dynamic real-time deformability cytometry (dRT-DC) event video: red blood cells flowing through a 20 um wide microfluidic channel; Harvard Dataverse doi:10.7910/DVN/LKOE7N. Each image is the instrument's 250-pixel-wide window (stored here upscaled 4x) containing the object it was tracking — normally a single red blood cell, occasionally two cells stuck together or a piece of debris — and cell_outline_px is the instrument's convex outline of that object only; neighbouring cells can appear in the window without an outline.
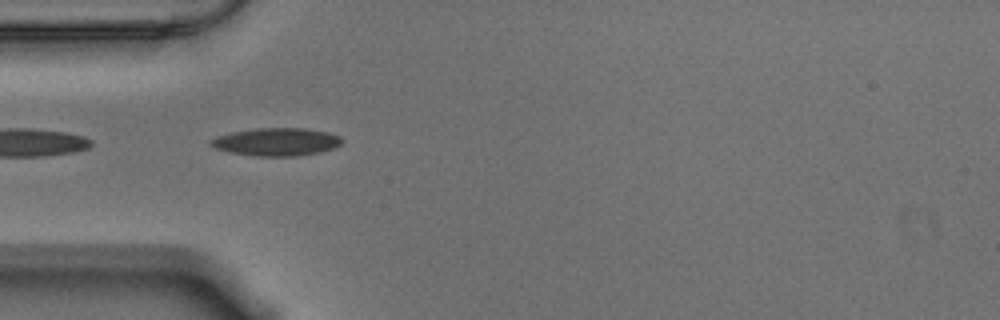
{"species": "Egyptian fruit bat (a non-hibernating species)", "species_latin": "Rousettus aegyptiacus", "temperature_condition": "warm", "stored_images_in_passage": 8, "camera_frame_rate_fps": 3000, "um_per_image_px": 0.085, "animal": {"sex": "male"}, "frame": {"image": 1, "passage_image": 1, "time_ms": 0.0, "image_size_px": [1000, 320], "cell_outline_px": [[344, 140], [336, 148], [320, 152], [296, 156], [256, 156], [228, 152], [216, 148], [208, 144], [208, 140], [216, 136], [232, 132], [256, 128], [304, 128], [328, 132], [340, 136]], "centroid_in_image_um": [23.49, 12.06], "position_along_channel_um": 61.5, "area_um2": 21.5}}
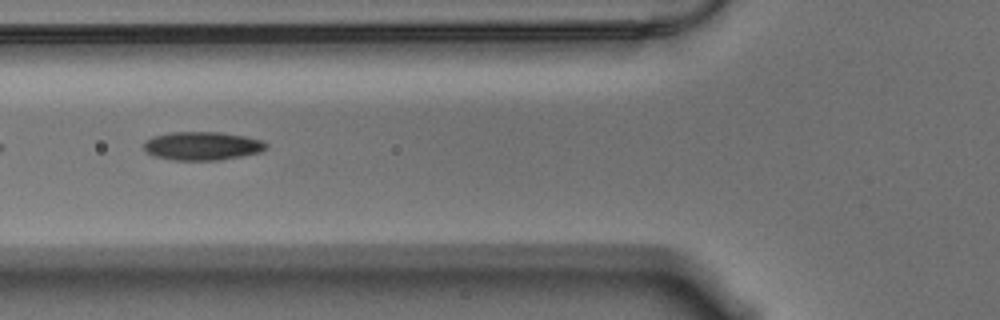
{"frame": {"image": 2, "passage_image": 5, "time_ms": 1.333, "image_size_px": [1000, 320], "cell_outline_px": [[268, 148], [260, 152], [240, 156], [216, 160], [172, 160], [152, 156], [144, 152], [144, 140], [152, 136], [172, 132], [220, 132], [244, 136], [264, 140], [268, 144]], "centroid_in_image_um": [17.16, 12.4], "position_along_channel_um": 108.6, "area_um2": 20.52}}